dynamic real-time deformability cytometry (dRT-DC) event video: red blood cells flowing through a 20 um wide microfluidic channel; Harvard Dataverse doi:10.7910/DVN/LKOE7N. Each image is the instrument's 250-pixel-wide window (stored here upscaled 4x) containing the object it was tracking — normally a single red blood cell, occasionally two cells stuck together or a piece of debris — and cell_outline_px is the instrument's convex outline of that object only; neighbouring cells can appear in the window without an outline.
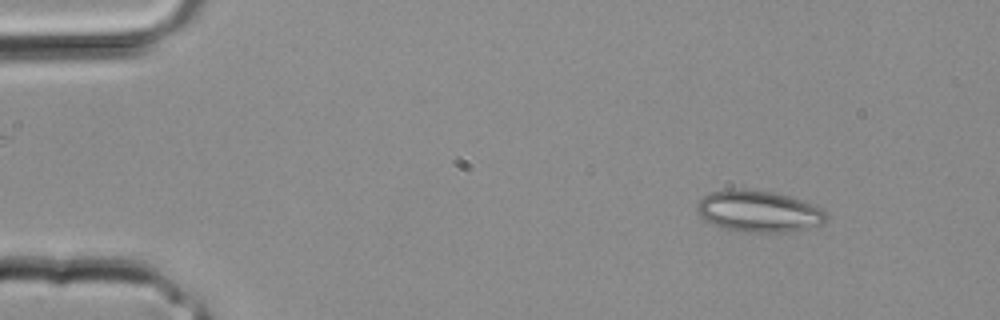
{"species": "common noctule bat (a hibernating species)", "species_latin": "Nyctalus noctula", "temperature_condition": "room temperature", "stored_images_in_passage": 29, "camera_frame_rate_fps": 3000, "um_per_image_px": 0.085, "animal": {"sex": "male", "body_mass_g": 20.4}, "frame": {"image": 1, "passage_image": 3, "time_ms": 0.667, "image_size_px": [1000, 320], "cell_outline_px": [[828, 220], [824, 224], [788, 232], [736, 232], [720, 228], [704, 220], [696, 212], [696, 204], [704, 196], [712, 192], [732, 188], [744, 188], [772, 192], [788, 196], [800, 200], [820, 208], [828, 216]], "centroid_in_image_um": [64.44, 17.97], "position_along_channel_um": 20.6, "area_um2": 31.56}}
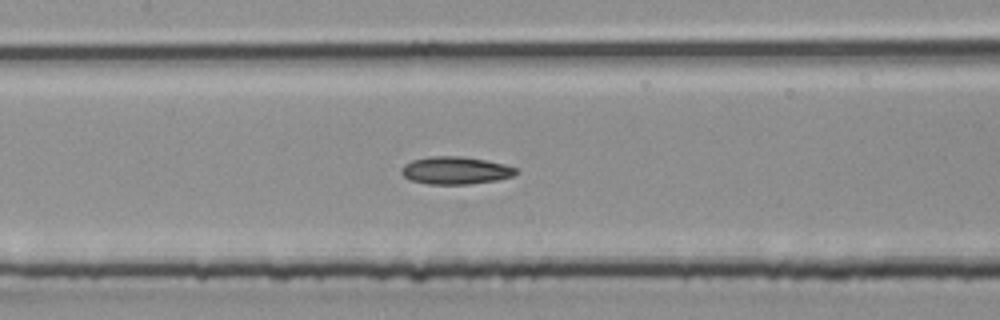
{"frame": {"image": 2, "passage_image": 15, "time_ms": 4.667, "image_size_px": [1000, 320], "cell_outline_px": [[516, 172], [512, 176], [496, 180], [468, 184], [428, 184], [412, 180], [404, 176], [400, 172], [400, 168], [404, 164], [412, 160], [428, 156], [460, 156], [484, 160], [504, 164], [516, 168]], "centroid_in_image_um": [38.66, 14.48], "position_along_channel_um": 168.7, "area_um2": 18.26}}
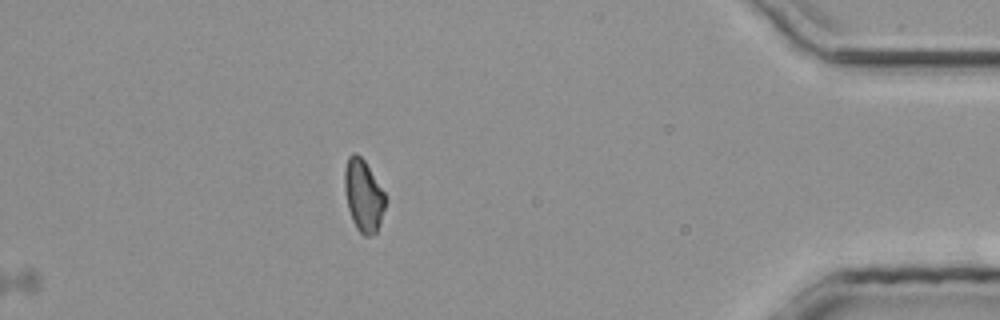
{"frame": {"image": 3, "passage_image": 29, "time_ms": 9.333, "image_size_px": [1000, 320], "cell_outline_px": [[388, 200], [380, 224], [376, 232], [372, 236], [364, 236], [356, 228], [352, 220], [348, 208], [344, 192], [344, 172], [348, 156], [352, 152], [356, 152], [364, 160], [384, 192]], "centroid_in_image_um": [30.9, 16.64], "position_along_channel_um": 404.3, "area_um2": 17.4}}